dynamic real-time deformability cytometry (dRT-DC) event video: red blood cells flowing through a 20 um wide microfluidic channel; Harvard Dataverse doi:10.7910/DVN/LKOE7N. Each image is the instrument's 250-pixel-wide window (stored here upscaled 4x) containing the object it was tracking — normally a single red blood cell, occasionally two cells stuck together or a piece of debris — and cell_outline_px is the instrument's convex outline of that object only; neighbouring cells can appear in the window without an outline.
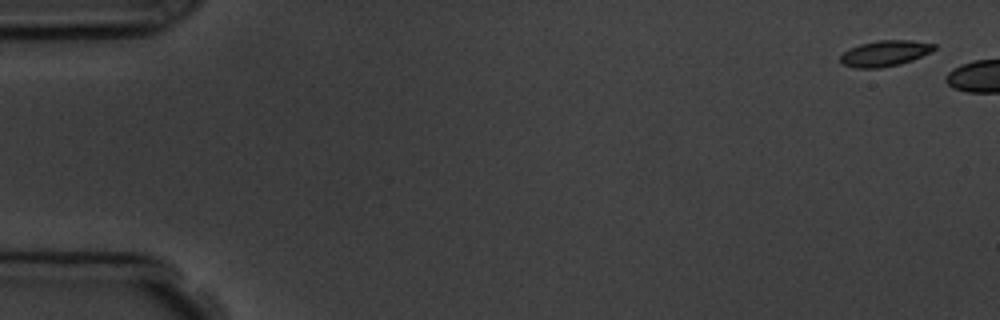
{"species": "common noctule bat (a hibernating species)", "species_latin": "Nyctalus noctula", "temperature_condition": "room temperature", "stored_images_in_passage": 3, "camera_frame_rate_fps": 3000, "um_per_image_px": 0.085, "animal": {"sex": "male", "body_mass_g": 19.5, "forearm_length_mm": 54.6}, "frame": {"image": 1, "passage_image": 1, "time_ms": 0.0, "image_size_px": [1000, 320], "cell_outline_px": [[936, 48], [932, 52], [912, 60], [900, 64], [880, 68], [856, 68], [840, 64], [840, 56], [844, 52], [860, 44], [876, 40], [912, 40], [936, 44]], "centroid_in_image_um": [75.23, 4.53], "position_along_channel_um": 9.8, "area_um2": 14.22}}